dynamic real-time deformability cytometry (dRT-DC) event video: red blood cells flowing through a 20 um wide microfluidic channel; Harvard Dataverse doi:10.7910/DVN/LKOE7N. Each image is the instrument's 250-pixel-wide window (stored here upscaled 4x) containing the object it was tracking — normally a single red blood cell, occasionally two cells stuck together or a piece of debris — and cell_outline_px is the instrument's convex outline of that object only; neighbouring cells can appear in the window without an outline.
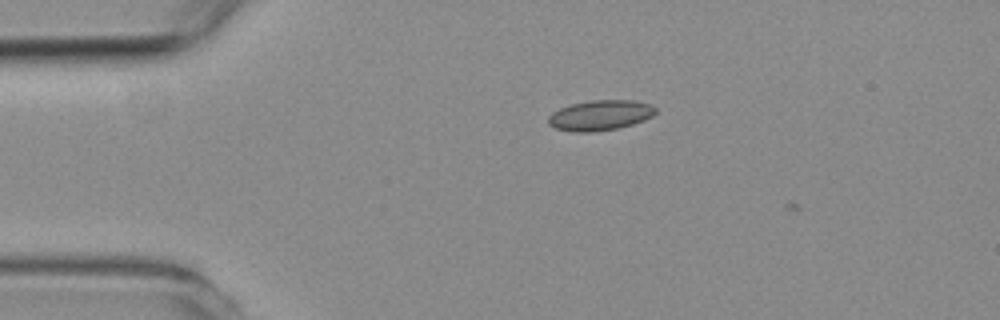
{"species": "common noctule bat (a hibernating species)", "species_latin": "Nyctalus noctula", "temperature_condition": "room temperature", "stored_images_in_passage": 9, "camera_frame_rate_fps": 3000, "um_per_image_px": 0.085, "animal": {"sex": "female", "body_mass_g": 19.3, "forearm_length_mm": 54.1}, "frame": {"image": 1, "passage_image": 8, "time_ms": 2.333, "image_size_px": [1000, 320], "cell_outline_px": [[656, 112], [652, 116], [644, 120], [632, 124], [616, 128], [592, 132], [572, 132], [556, 128], [548, 124], [548, 116], [552, 112], [560, 108], [572, 104], [592, 100], [632, 100], [652, 104], [656, 108]], "centroid_in_image_um": [51.01, 9.79], "position_along_channel_um": 34.0, "area_um2": 18.9}}